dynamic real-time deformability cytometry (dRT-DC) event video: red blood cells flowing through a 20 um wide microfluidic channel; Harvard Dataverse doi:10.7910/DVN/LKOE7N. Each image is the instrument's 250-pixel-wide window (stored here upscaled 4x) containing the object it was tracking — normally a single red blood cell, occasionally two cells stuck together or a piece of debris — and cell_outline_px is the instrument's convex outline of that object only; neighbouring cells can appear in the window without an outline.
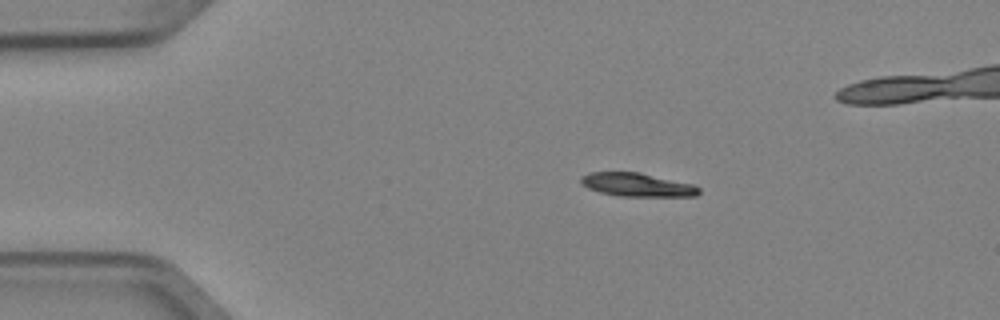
{"species": "Egyptian fruit bat (a non-hibernating species)", "species_latin": "Rousettus aegyptiacus", "temperature_condition": "cold", "stored_images_in_passage": 4, "camera_frame_rate_fps": 3000, "um_per_image_px": 0.085, "animal": {"sex": "female"}, "frame": {"image": 1, "passage_image": 1, "time_ms": 0.0, "image_size_px": [1000, 320], "cell_outline_px": [[700, 192], [696, 196], [620, 196], [600, 192], [588, 188], [580, 184], [580, 176], [588, 172], [640, 172], [692, 184], [700, 188]], "centroid_in_image_um": [54.12, 15.7], "position_along_channel_um": 30.9, "area_um2": 16.18}}
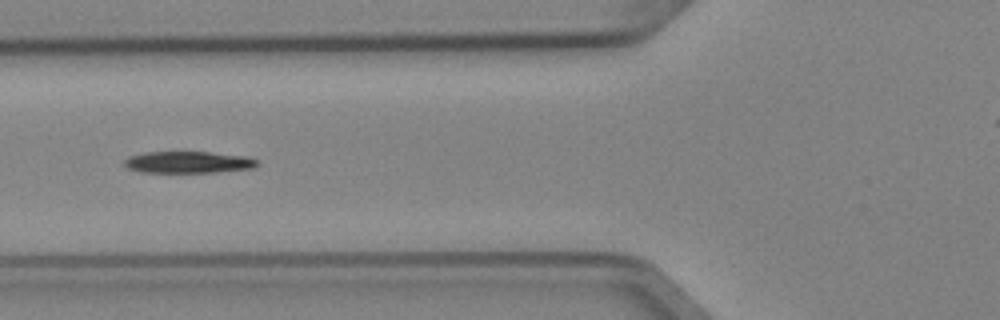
{"frame": {"image": 2, "passage_image": 4, "time_ms": 1.0, "image_size_px": [1000, 320], "cell_outline_px": [[260, 164], [256, 168], [212, 172], [140, 172], [128, 168], [124, 164], [124, 160], [128, 156], [144, 152], [208, 152], [248, 156], [256, 160]], "centroid_in_image_um": [16.01, 13.78], "position_along_channel_um": 109.8, "area_um2": 16.88}}